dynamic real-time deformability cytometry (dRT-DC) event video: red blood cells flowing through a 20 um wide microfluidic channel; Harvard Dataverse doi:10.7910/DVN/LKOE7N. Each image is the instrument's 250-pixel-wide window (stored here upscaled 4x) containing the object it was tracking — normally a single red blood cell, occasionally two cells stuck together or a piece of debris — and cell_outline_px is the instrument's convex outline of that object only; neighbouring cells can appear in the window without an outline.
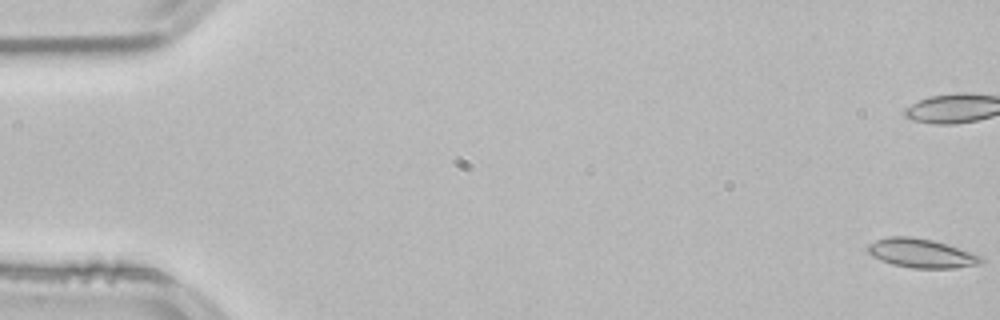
{"species": "common noctule bat (a hibernating species)", "species_latin": "Nyctalus noctula", "temperature_condition": "room temperature", "stored_images_in_passage": 55, "camera_frame_rate_fps": 3000, "um_per_image_px": 0.085, "animal": {"sex": "male", "body_mass_g": 21.5, "forearm_length_mm": 52.0}, "frame": {"image": 1, "passage_image": 1, "time_ms": 0.0, "image_size_px": [1000, 320], "cell_outline_px": [[984, 260], [980, 264], [956, 268], [912, 268], [892, 264], [880, 260], [872, 256], [864, 248], [868, 244], [876, 240], [888, 236], [908, 236], [932, 240], [948, 244], [972, 252], [980, 256]], "centroid_in_image_um": [78.29, 21.52], "position_along_channel_um": 6.7, "area_um2": 19.31}, "authors_computed_cell_mechanics": {"area_um2": 17.8024, "velocity_mm_per_s": 3.8167, "shape_relaxation_time_tau1_ms": null, "shape_relaxation_time_tau2_ms": 2.2911, "deformation_change_tau1": null, "deformation_change_tau2": 0.0581}}